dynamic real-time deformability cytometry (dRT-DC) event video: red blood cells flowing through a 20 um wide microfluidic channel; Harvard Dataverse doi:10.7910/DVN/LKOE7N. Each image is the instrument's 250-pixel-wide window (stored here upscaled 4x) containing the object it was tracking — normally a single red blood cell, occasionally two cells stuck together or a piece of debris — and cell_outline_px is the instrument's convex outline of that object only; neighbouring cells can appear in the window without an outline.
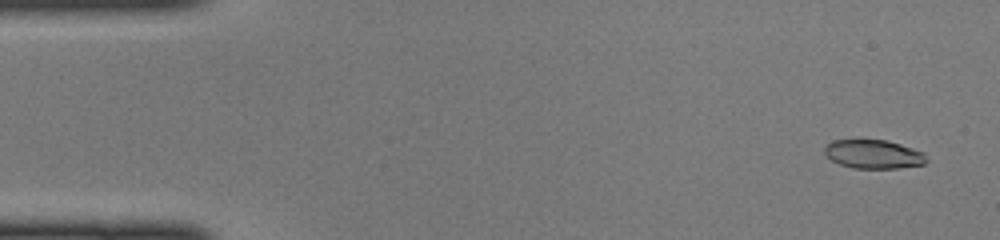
{"species": "common noctule bat (a hibernating species)", "species_latin": "Nyctalus noctula", "temperature_condition": "cold", "stored_images_in_passage": 46, "camera_frame_rate_fps": 3000, "um_per_image_px": 0.085, "animal": {"sex": "female", "body_mass_g": 22.0, "forearm_length_mm": 56.7}, "frame": {"image": 1, "passage_image": 2, "time_ms": 0.333, "image_size_px": [1000, 240], "cell_outline_px": [[928, 160], [924, 164], [900, 168], [852, 168], [840, 164], [832, 160], [824, 152], [824, 148], [832, 140], [888, 140], [924, 152]], "centroid_in_image_um": [74.27, 13.11], "position_along_channel_um": 10.7, "area_um2": 17.05}}
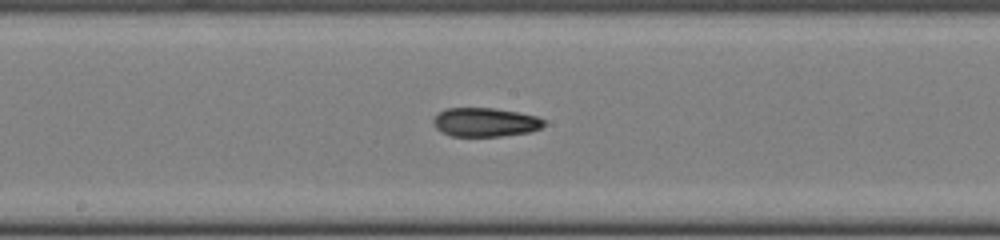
{"frame": {"image": 2, "passage_image": 24, "time_ms": 7.667, "image_size_px": [1000, 240], "cell_outline_px": [[544, 124], [540, 128], [532, 132], [500, 136], [452, 136], [440, 132], [432, 124], [432, 120], [444, 108], [492, 108], [520, 112], [536, 116], [544, 120]], "centroid_in_image_um": [41.22, 10.39], "position_along_channel_um": 207.0, "area_um2": 18.73}}
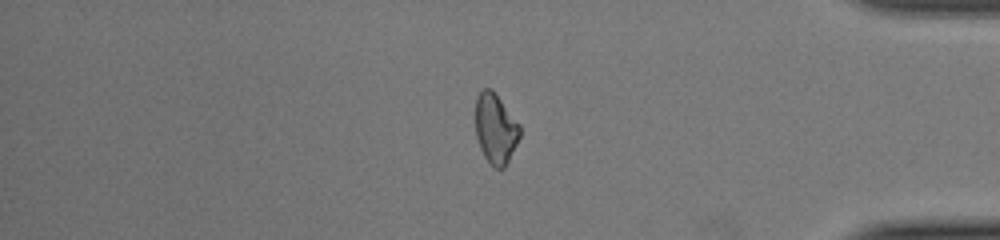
{"frame": {"image": 3, "passage_image": 39, "time_ms": 12.667, "image_size_px": [1000, 240], "cell_outline_px": [[520, 136], [504, 168], [492, 168], [484, 156], [480, 148], [476, 136], [476, 96], [484, 88], [492, 88], [520, 124]], "centroid_in_image_um": [42.11, 10.92], "position_along_channel_um": 393.1, "area_um2": 18.15}}